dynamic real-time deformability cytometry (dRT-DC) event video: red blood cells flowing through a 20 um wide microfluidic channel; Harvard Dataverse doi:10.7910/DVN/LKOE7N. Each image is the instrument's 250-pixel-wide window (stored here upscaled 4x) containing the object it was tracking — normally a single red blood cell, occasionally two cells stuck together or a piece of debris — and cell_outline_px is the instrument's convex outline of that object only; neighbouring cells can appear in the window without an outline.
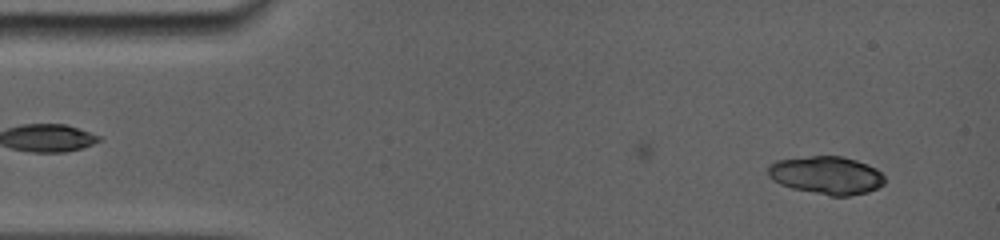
{"species": "common noctule bat (a hibernating species)", "species_latin": "Nyctalus noctula", "temperature_condition": "room temperature", "stored_images_in_passage": 5, "camera_frame_rate_fps": 5000, "um_per_image_px": 0.085, "animal": {"sex": "female", "body_mass_g": 19.0, "forearm_length_mm": 56.7}, "frame": {"image": 1, "passage_image": 1, "time_ms": 0.0, "image_size_px": [1000, 240], "cell_outline_px": [[884, 184], [868, 192], [848, 196], [828, 196], [792, 188], [780, 184], [772, 180], [768, 176], [768, 168], [776, 160], [812, 156], [844, 156], [868, 164], [876, 168], [884, 176]], "centroid_in_image_um": [70.26, 14.9], "position_along_channel_um": 14.7, "area_um2": 25.89}}